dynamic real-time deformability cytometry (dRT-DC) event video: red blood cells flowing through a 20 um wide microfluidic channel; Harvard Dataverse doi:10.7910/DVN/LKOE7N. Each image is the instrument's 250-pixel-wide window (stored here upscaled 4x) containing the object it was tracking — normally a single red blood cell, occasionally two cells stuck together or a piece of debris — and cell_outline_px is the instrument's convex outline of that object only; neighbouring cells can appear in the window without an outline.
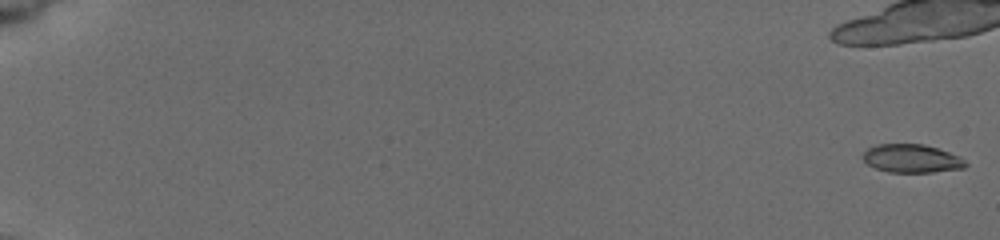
{"species": "common noctule bat (a hibernating species)", "species_latin": "Nyctalus noctula", "temperature_condition": "cold", "stored_images_in_passage": 58, "camera_frame_rate_fps": 3000, "um_per_image_px": 0.085, "animal": {"sex": "female", "body_mass_g": 19.5, "forearm_length_mm": 54.1}, "frame": {"image": 1, "passage_image": 1, "time_ms": 0.0, "image_size_px": [1000, 240], "cell_outline_px": [[968, 164], [964, 168], [932, 172], [888, 172], [876, 168], [868, 164], [860, 156], [868, 148], [876, 144], [924, 144], [960, 156]], "centroid_in_image_um": [77.48, 13.47], "position_along_channel_um": 7.5, "area_um2": 16.94}}